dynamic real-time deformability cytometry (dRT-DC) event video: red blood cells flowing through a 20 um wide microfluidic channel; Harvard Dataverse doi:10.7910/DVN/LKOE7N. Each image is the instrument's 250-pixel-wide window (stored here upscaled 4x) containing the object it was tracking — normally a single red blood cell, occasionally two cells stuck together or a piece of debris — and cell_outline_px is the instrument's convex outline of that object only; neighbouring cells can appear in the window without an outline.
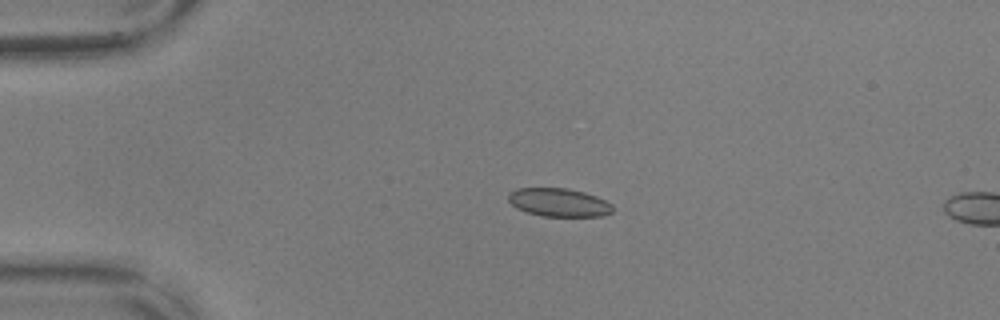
{"species": "common noctule bat (a hibernating species)", "species_latin": "Nyctalus noctula", "temperature_condition": "warm", "stored_images_in_passage": 4, "camera_frame_rate_fps": 3000, "um_per_image_px": 0.085, "animal": {"sex": "male", "body_mass_g": 17.9, "forearm_length_mm": 54.2}, "frame": {"image": 1, "passage_image": 1, "time_ms": 0.0, "image_size_px": [1000, 320], "cell_outline_px": [[612, 212], [604, 216], [544, 216], [528, 212], [516, 208], [508, 200], [508, 192], [516, 188], [568, 188], [584, 192], [596, 196], [612, 204]], "centroid_in_image_um": [47.49, 17.2], "position_along_channel_um": 37.5, "area_um2": 17.22}}